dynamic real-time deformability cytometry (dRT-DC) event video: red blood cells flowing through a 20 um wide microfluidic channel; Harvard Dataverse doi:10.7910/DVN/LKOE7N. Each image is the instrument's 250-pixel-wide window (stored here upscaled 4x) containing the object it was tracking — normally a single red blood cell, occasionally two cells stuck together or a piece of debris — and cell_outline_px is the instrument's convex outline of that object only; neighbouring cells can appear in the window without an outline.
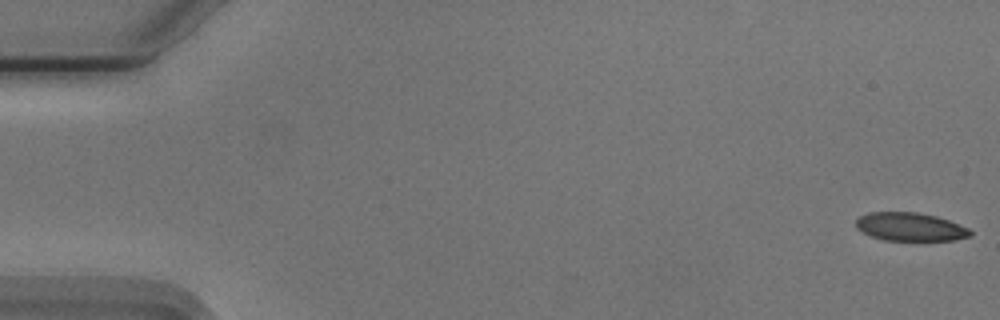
{"species": "Egyptian fruit bat (a non-hibernating species)", "species_latin": "Rousettus aegyptiacus", "temperature_condition": "cold", "stored_images_in_passage": 49, "camera_frame_rate_fps": 3000, "um_per_image_px": 0.085, "animal": {"sex": "male"}, "frame": {"image": 1, "passage_image": 1, "time_ms": 0.0, "image_size_px": [1000, 320], "cell_outline_px": [[972, 236], [956, 240], [884, 240], [872, 236], [856, 228], [856, 220], [860, 216], [868, 212], [916, 212], [936, 216], [948, 220], [968, 228], [972, 232]], "centroid_in_image_um": [77.38, 19.28], "position_along_channel_um": 7.6, "area_um2": 18.79}}
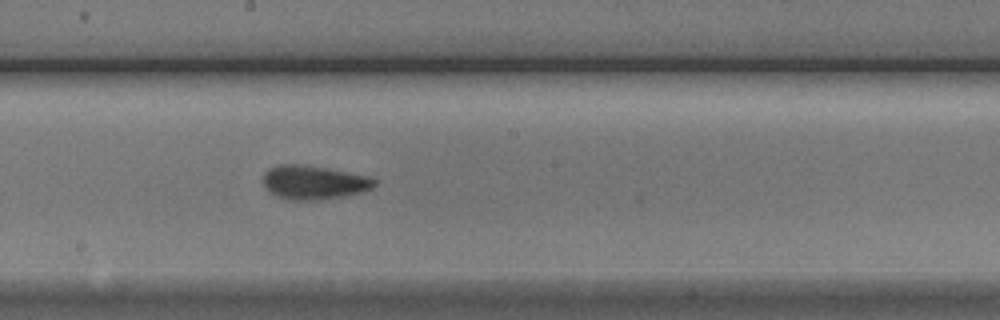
{"frame": {"image": 2, "passage_image": 30, "time_ms": 9.667, "image_size_px": [1000, 320], "cell_outline_px": [[376, 184], [372, 188], [364, 192], [344, 196], [316, 200], [288, 200], [276, 196], [268, 192], [264, 188], [264, 172], [268, 168], [280, 164], [296, 164], [328, 168], [368, 176], [376, 180]], "centroid_in_image_um": [26.65, 15.51], "position_along_channel_um": 221.5, "area_um2": 22.14}}
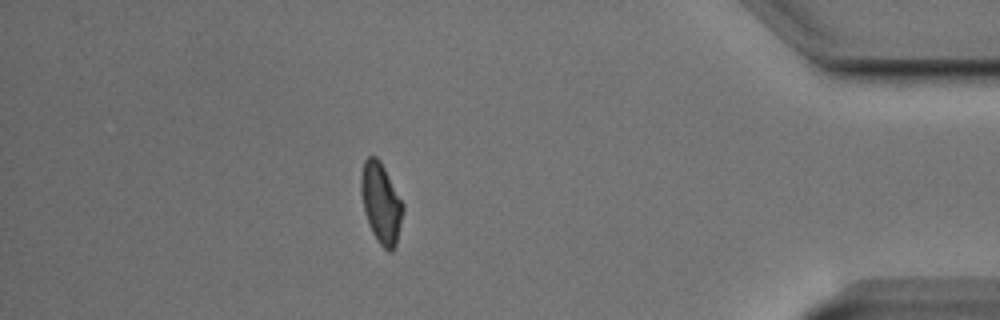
{"frame": {"image": 3, "passage_image": 48, "time_ms": 15.667, "image_size_px": [1000, 320], "cell_outline_px": [[404, 208], [396, 248], [392, 252], [388, 252], [380, 244], [372, 232], [368, 224], [364, 212], [360, 192], [360, 176], [364, 160], [368, 156], [376, 156], [380, 160], [404, 204]], "centroid_in_image_um": [32.38, 17.27], "position_along_channel_um": 402.8, "area_um2": 19.94}}